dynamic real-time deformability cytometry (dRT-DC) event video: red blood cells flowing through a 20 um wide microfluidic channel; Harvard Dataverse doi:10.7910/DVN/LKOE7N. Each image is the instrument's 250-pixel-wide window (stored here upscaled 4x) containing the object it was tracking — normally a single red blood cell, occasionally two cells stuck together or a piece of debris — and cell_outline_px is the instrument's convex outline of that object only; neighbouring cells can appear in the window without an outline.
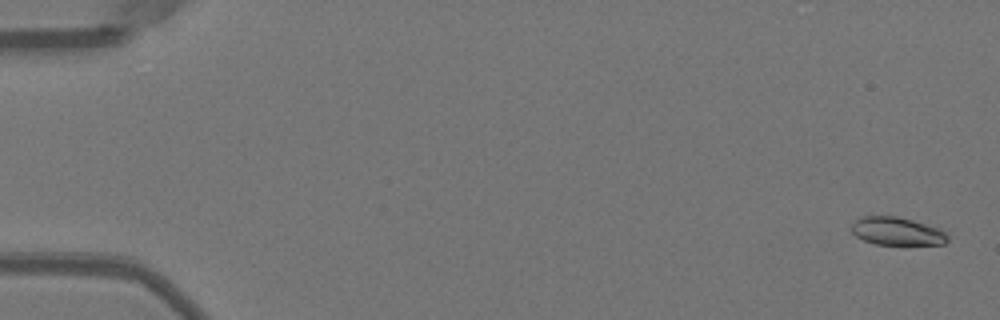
{"species": "Egyptian fruit bat (a non-hibernating species)", "species_latin": "Rousettus aegyptiacus", "temperature_condition": "warm", "stored_images_in_passage": 15, "camera_frame_rate_fps": 3000, "um_per_image_px": 0.085, "animal": {"sex": "female"}, "frame": {"image": 1, "passage_image": 2, "time_ms": 0.333, "image_size_px": [1000, 320], "cell_outline_px": [[948, 240], [944, 244], [876, 244], [864, 240], [856, 236], [852, 232], [852, 224], [860, 216], [896, 216], [912, 220], [940, 228], [948, 236]], "centroid_in_image_um": [76.24, 19.64], "position_along_channel_um": 8.8, "area_um2": 15.55}}
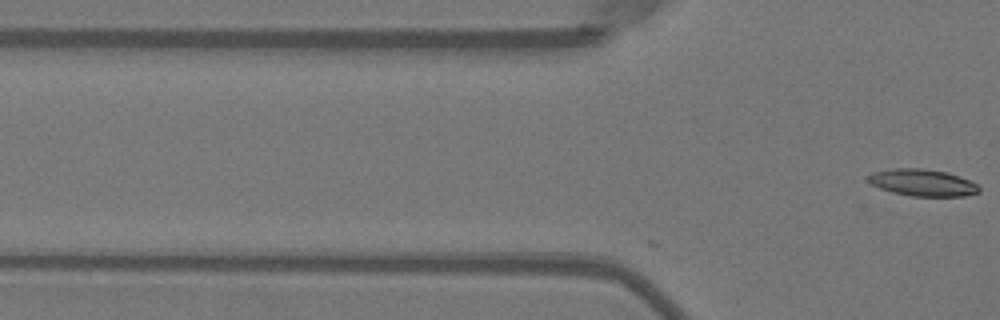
{"frame": {"image": 2, "passage_image": 15, "time_ms": 4.667, "image_size_px": [1000, 320], "cell_outline_px": [[980, 192], [964, 196], [912, 196], [892, 192], [880, 188], [872, 184], [868, 180], [868, 176], [872, 172], [892, 168], [924, 168], [948, 172], [960, 176], [976, 184], [980, 188]], "centroid_in_image_um": [78.42, 15.51], "position_along_channel_um": 47.4, "area_um2": 17.4}}